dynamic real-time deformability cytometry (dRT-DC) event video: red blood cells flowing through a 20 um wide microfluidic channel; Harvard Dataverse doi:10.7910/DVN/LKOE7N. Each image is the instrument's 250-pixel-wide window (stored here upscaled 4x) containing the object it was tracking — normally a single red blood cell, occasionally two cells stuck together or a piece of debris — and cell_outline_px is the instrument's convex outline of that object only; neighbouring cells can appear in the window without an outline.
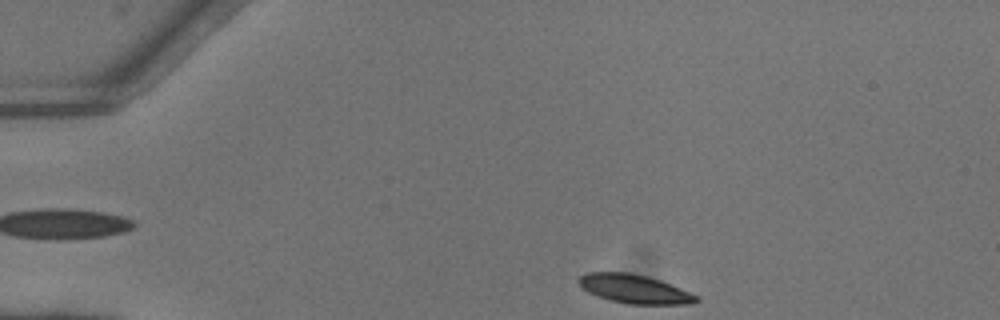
{"species": "common noctule bat (a hibernating species)", "species_latin": "Nyctalus noctula", "temperature_condition": "warm", "stored_images_in_passage": 42, "camera_frame_rate_fps": 3000, "um_per_image_px": 0.085, "animal": {"sex": "female"}, "frame": {"image": 1, "passage_image": 1, "time_ms": 0.0, "image_size_px": [1000, 320], "cell_outline_px": [[700, 300], [692, 304], [624, 304], [608, 300], [596, 296], [588, 292], [580, 284], [580, 276], [584, 272], [628, 272], [648, 276], [660, 280], [700, 296]], "centroid_in_image_um": [53.95, 24.57], "position_along_channel_um": 31.1, "area_um2": 19.88}}
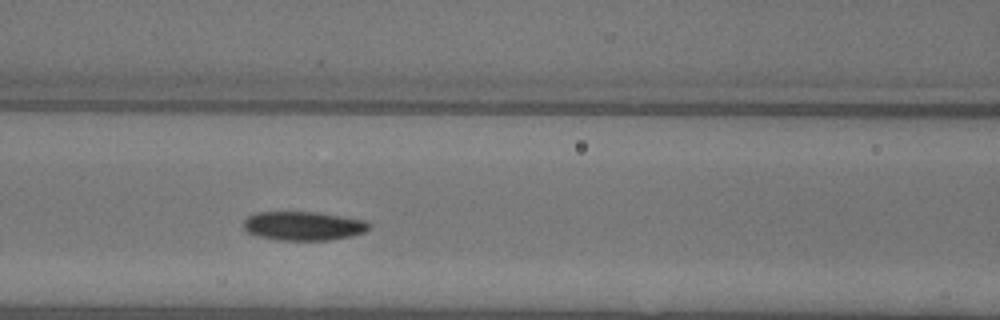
{"frame": {"image": 2, "passage_image": 14, "time_ms": 4.333, "image_size_px": [1000, 320], "cell_outline_px": [[372, 224], [364, 232], [348, 236], [328, 240], [276, 240], [260, 236], [248, 232], [244, 228], [244, 220], [248, 216], [256, 212], [316, 212], [368, 220]], "centroid_in_image_um": [25.8, 19.19], "position_along_channel_um": 140.8, "area_um2": 21.1}}
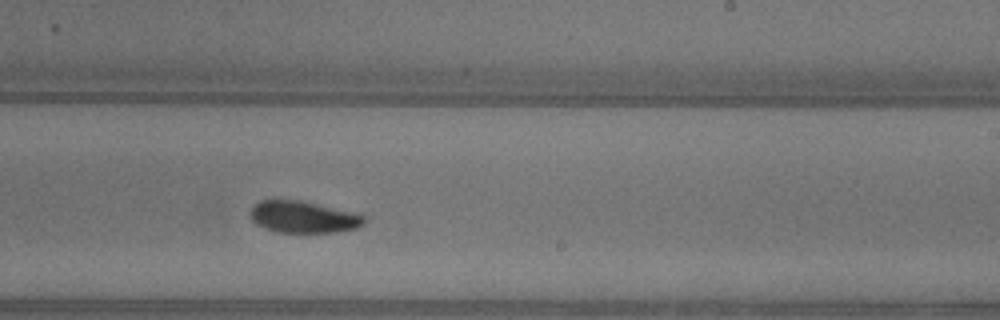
{"frame": {"image": 3, "passage_image": 23, "time_ms": 7.333, "image_size_px": [1000, 320], "cell_outline_px": [[364, 224], [356, 228], [336, 232], [276, 232], [264, 228], [256, 224], [252, 220], [252, 208], [260, 200], [296, 200], [364, 216]], "centroid_in_image_um": [25.72, 18.47], "position_along_channel_um": 263.3, "area_um2": 20.29}, "authors_computed_cell_mechanics": {"area_um2": 21.2415, "velocity_mm_per_s": 4.0914, "shape_relaxation_time_tau1_ms": 3.3979, "shape_relaxation_time_tau2_ms": null, "deformation_change_tau1": 0.1248, "deformation_change_tau2": null}}